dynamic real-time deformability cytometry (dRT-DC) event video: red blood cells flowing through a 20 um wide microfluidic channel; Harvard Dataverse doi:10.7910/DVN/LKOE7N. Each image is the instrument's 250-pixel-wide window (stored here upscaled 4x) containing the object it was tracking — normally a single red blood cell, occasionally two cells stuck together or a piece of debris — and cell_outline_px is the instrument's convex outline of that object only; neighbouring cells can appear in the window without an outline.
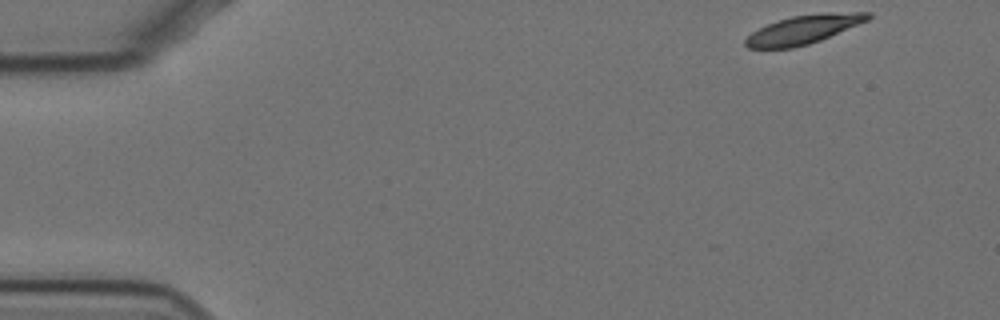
{"species": "Egyptian fruit bat (a non-hibernating species)", "species_latin": "Rousettus aegyptiacus", "temperature_condition": "cold", "stored_images_in_passage": 10, "camera_frame_rate_fps": 3000, "um_per_image_px": 0.085, "animal": {"sex": "female"}, "frame": {"image": 1, "passage_image": 1, "time_ms": 0.0, "image_size_px": [1000, 320], "cell_outline_px": [[872, 16], [868, 20], [820, 40], [808, 44], [792, 48], [748, 48], [744, 44], [744, 40], [752, 32], [776, 20], [792, 16], [852, 12], [872, 12]], "centroid_in_image_um": [68.27, 2.52], "position_along_channel_um": 16.7, "area_um2": 20.0}}